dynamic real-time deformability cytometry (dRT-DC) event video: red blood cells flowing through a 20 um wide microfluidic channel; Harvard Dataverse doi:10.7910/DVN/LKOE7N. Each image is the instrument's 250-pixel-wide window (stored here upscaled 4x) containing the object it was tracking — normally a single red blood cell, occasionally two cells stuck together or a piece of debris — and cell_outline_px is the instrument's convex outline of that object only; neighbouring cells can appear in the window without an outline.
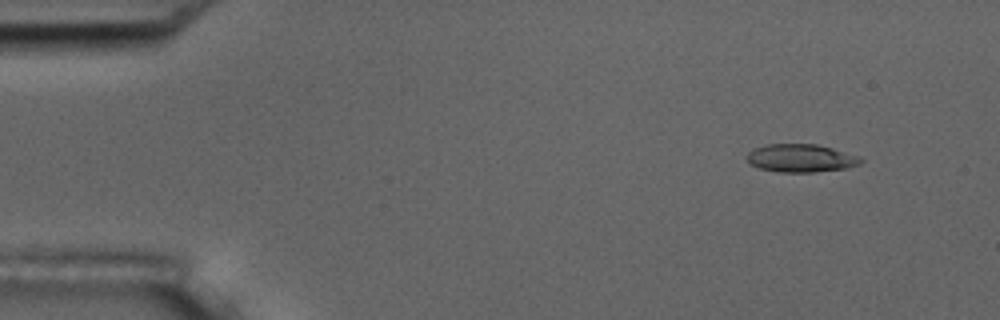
{"species": "common noctule bat (a hibernating species)", "species_latin": "Nyctalus noctula", "temperature_condition": "room temperature", "stored_images_in_passage": 4, "camera_frame_rate_fps": 3000, "um_per_image_px": 0.085, "animal": {"sex": "male", "body_mass_g": 17.5, "forearm_length_mm": 52.3}, "frame": {"image": 1, "passage_image": 1, "time_ms": 0.0, "image_size_px": [1000, 320], "cell_outline_px": [[864, 160], [860, 164], [844, 168], [812, 172], [776, 172], [760, 168], [748, 164], [748, 152], [756, 148], [768, 144], [816, 144], [832, 148], [860, 156]], "centroid_in_image_um": [68.08, 13.44], "position_along_channel_um": 16.9, "area_um2": 18.5}}
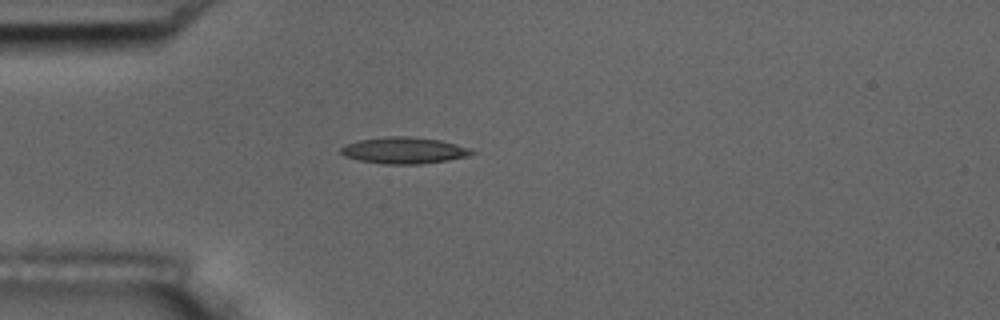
{"frame": {"image": 2, "passage_image": 4, "time_ms": 3.333, "image_size_px": [1000, 320], "cell_outline_px": [[476, 152], [472, 156], [448, 160], [420, 164], [384, 164], [360, 160], [344, 156], [340, 152], [340, 148], [348, 144], [360, 140], [388, 136], [408, 136], [440, 140], [456, 144], [468, 148]], "centroid_in_image_um": [34.38, 12.79], "position_along_channel_um": 50.6, "area_um2": 20.11}}